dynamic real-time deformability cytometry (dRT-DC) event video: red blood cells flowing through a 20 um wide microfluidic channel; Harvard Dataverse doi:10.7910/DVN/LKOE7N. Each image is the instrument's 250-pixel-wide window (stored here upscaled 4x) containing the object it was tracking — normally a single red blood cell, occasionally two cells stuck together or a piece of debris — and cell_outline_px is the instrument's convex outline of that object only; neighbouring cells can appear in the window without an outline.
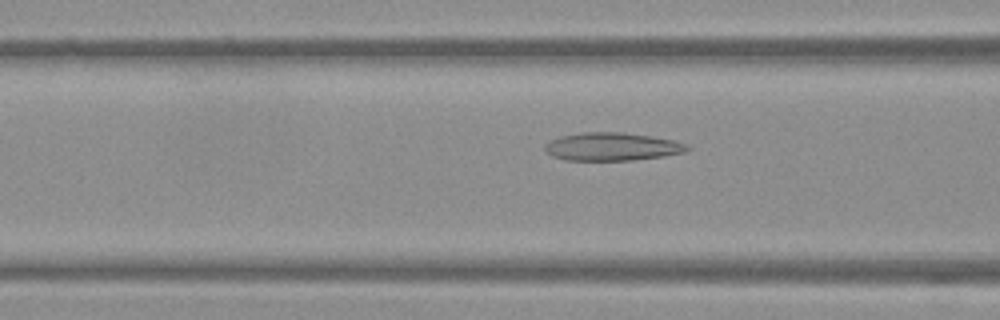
{"species": "Egyptian fruit bat (a non-hibernating species)", "species_latin": "Rousettus aegyptiacus", "temperature_condition": "warm", "stored_images_in_passage": 53, "camera_frame_rate_fps": 3000, "um_per_image_px": 0.085, "frame": {"image": 1, "passage_image": 21, "time_ms": 6.667, "image_size_px": [1000, 320], "cell_outline_px": [[692, 148], [688, 152], [664, 156], [632, 160], [564, 160], [552, 156], [544, 148], [544, 144], [560, 136], [580, 132], [620, 132], [652, 136], [672, 140], [688, 144]], "centroid_in_image_um": [52.06, 12.46], "position_along_channel_um": 114.5, "area_um2": 23.41}}
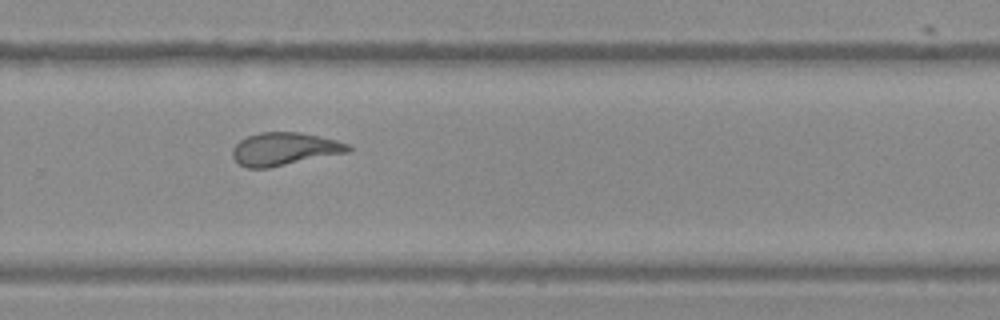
{"frame": {"image": 2, "passage_image": 36, "time_ms": 11.667, "image_size_px": [1000, 320], "cell_outline_px": [[352, 152], [268, 168], [248, 168], [240, 164], [232, 156], [232, 148], [240, 140], [248, 136], [260, 132], [300, 132], [320, 136], [336, 140], [348, 144], [352, 148]], "centroid_in_image_um": [24.21, 12.66], "position_along_channel_um": 305.6, "area_um2": 22.31}}
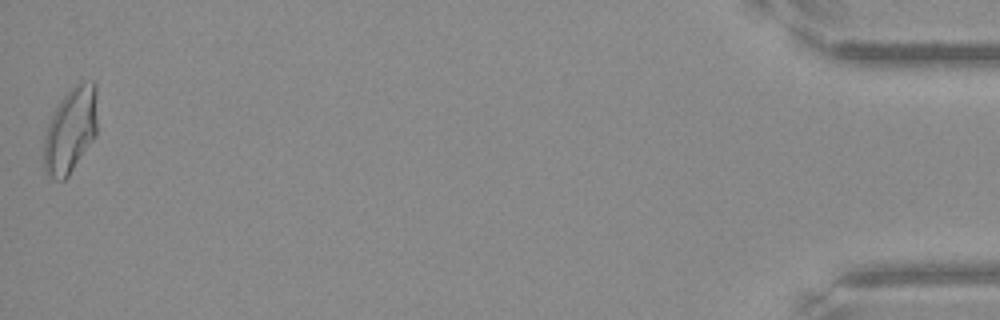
{"frame": {"image": 3, "passage_image": 53, "time_ms": 17.333, "image_size_px": [1000, 320], "cell_outline_px": [[96, 136], [68, 176], [64, 180], [56, 180], [48, 176], [44, 168], [44, 136], [48, 124], [60, 100], [76, 84], [92, 80], [96, 84]], "centroid_in_image_um": [5.99, 11.09], "position_along_channel_um": 429.2, "area_um2": 26.41}, "authors_computed_cell_mechanics": {"area_um2": 23.409, "velocity_mm_per_s": 3.8149, "shape_relaxation_time_tau1_ms": null, "shape_relaxation_time_tau2_ms": 1.1804, "deformation_change_tau1": null, "deformation_change_tau2": 0.0887}}